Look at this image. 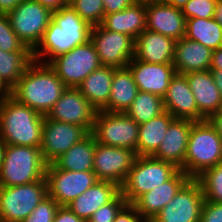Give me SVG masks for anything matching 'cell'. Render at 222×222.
Returning <instances> with one entry per match:
<instances>
[{
	"label": "cell",
	"mask_w": 222,
	"mask_h": 222,
	"mask_svg": "<svg viewBox=\"0 0 222 222\" xmlns=\"http://www.w3.org/2000/svg\"><path fill=\"white\" fill-rule=\"evenodd\" d=\"M91 29L92 26L70 4L53 11L49 26L33 50V59L48 64L53 58L67 53L75 46L87 43Z\"/></svg>",
	"instance_id": "1"
},
{
	"label": "cell",
	"mask_w": 222,
	"mask_h": 222,
	"mask_svg": "<svg viewBox=\"0 0 222 222\" xmlns=\"http://www.w3.org/2000/svg\"><path fill=\"white\" fill-rule=\"evenodd\" d=\"M66 88L48 64L34 60L8 94L46 116Z\"/></svg>",
	"instance_id": "2"
},
{
	"label": "cell",
	"mask_w": 222,
	"mask_h": 222,
	"mask_svg": "<svg viewBox=\"0 0 222 222\" xmlns=\"http://www.w3.org/2000/svg\"><path fill=\"white\" fill-rule=\"evenodd\" d=\"M44 118V115L8 94L0 103V141L10 145L41 147Z\"/></svg>",
	"instance_id": "3"
},
{
	"label": "cell",
	"mask_w": 222,
	"mask_h": 222,
	"mask_svg": "<svg viewBox=\"0 0 222 222\" xmlns=\"http://www.w3.org/2000/svg\"><path fill=\"white\" fill-rule=\"evenodd\" d=\"M222 162V138L207 119L193 121L181 170L195 179L204 170Z\"/></svg>",
	"instance_id": "4"
},
{
	"label": "cell",
	"mask_w": 222,
	"mask_h": 222,
	"mask_svg": "<svg viewBox=\"0 0 222 222\" xmlns=\"http://www.w3.org/2000/svg\"><path fill=\"white\" fill-rule=\"evenodd\" d=\"M46 166L40 147L6 144L0 166V187L42 180L46 175Z\"/></svg>",
	"instance_id": "5"
},
{
	"label": "cell",
	"mask_w": 222,
	"mask_h": 222,
	"mask_svg": "<svg viewBox=\"0 0 222 222\" xmlns=\"http://www.w3.org/2000/svg\"><path fill=\"white\" fill-rule=\"evenodd\" d=\"M178 170L173 163L152 156H137L120 186L121 194L127 204H133L142 194L168 181Z\"/></svg>",
	"instance_id": "6"
},
{
	"label": "cell",
	"mask_w": 222,
	"mask_h": 222,
	"mask_svg": "<svg viewBox=\"0 0 222 222\" xmlns=\"http://www.w3.org/2000/svg\"><path fill=\"white\" fill-rule=\"evenodd\" d=\"M47 195L46 177L23 185L0 187V222H22Z\"/></svg>",
	"instance_id": "7"
},
{
	"label": "cell",
	"mask_w": 222,
	"mask_h": 222,
	"mask_svg": "<svg viewBox=\"0 0 222 222\" xmlns=\"http://www.w3.org/2000/svg\"><path fill=\"white\" fill-rule=\"evenodd\" d=\"M91 133L97 143L136 151L139 124L125 112L97 111Z\"/></svg>",
	"instance_id": "8"
},
{
	"label": "cell",
	"mask_w": 222,
	"mask_h": 222,
	"mask_svg": "<svg viewBox=\"0 0 222 222\" xmlns=\"http://www.w3.org/2000/svg\"><path fill=\"white\" fill-rule=\"evenodd\" d=\"M48 65L66 87L77 88L101 63L93 43L89 40L53 58Z\"/></svg>",
	"instance_id": "9"
},
{
	"label": "cell",
	"mask_w": 222,
	"mask_h": 222,
	"mask_svg": "<svg viewBox=\"0 0 222 222\" xmlns=\"http://www.w3.org/2000/svg\"><path fill=\"white\" fill-rule=\"evenodd\" d=\"M7 15L13 31L32 51L52 20V11L35 0H23Z\"/></svg>",
	"instance_id": "10"
},
{
	"label": "cell",
	"mask_w": 222,
	"mask_h": 222,
	"mask_svg": "<svg viewBox=\"0 0 222 222\" xmlns=\"http://www.w3.org/2000/svg\"><path fill=\"white\" fill-rule=\"evenodd\" d=\"M45 177L48 195L60 206L68 205L98 181L93 171L73 172L58 169L53 163L47 164Z\"/></svg>",
	"instance_id": "11"
},
{
	"label": "cell",
	"mask_w": 222,
	"mask_h": 222,
	"mask_svg": "<svg viewBox=\"0 0 222 222\" xmlns=\"http://www.w3.org/2000/svg\"><path fill=\"white\" fill-rule=\"evenodd\" d=\"M90 41L93 43L101 65L125 68L134 58L135 40L120 32L92 26Z\"/></svg>",
	"instance_id": "12"
},
{
	"label": "cell",
	"mask_w": 222,
	"mask_h": 222,
	"mask_svg": "<svg viewBox=\"0 0 222 222\" xmlns=\"http://www.w3.org/2000/svg\"><path fill=\"white\" fill-rule=\"evenodd\" d=\"M204 202L200 183L191 178L150 222H200Z\"/></svg>",
	"instance_id": "13"
},
{
	"label": "cell",
	"mask_w": 222,
	"mask_h": 222,
	"mask_svg": "<svg viewBox=\"0 0 222 222\" xmlns=\"http://www.w3.org/2000/svg\"><path fill=\"white\" fill-rule=\"evenodd\" d=\"M88 134L84 127L55 121L45 116L40 147L44 161L47 164L52 163Z\"/></svg>",
	"instance_id": "14"
},
{
	"label": "cell",
	"mask_w": 222,
	"mask_h": 222,
	"mask_svg": "<svg viewBox=\"0 0 222 222\" xmlns=\"http://www.w3.org/2000/svg\"><path fill=\"white\" fill-rule=\"evenodd\" d=\"M136 158L134 150L96 142L93 172L98 180L111 181L121 186Z\"/></svg>",
	"instance_id": "15"
},
{
	"label": "cell",
	"mask_w": 222,
	"mask_h": 222,
	"mask_svg": "<svg viewBox=\"0 0 222 222\" xmlns=\"http://www.w3.org/2000/svg\"><path fill=\"white\" fill-rule=\"evenodd\" d=\"M97 110L78 88L67 87L46 115L47 118L84 127L92 132Z\"/></svg>",
	"instance_id": "16"
},
{
	"label": "cell",
	"mask_w": 222,
	"mask_h": 222,
	"mask_svg": "<svg viewBox=\"0 0 222 222\" xmlns=\"http://www.w3.org/2000/svg\"><path fill=\"white\" fill-rule=\"evenodd\" d=\"M130 69L138 91L148 92L163 98L176 70L173 63L157 64L137 60L135 57L129 62Z\"/></svg>",
	"instance_id": "17"
},
{
	"label": "cell",
	"mask_w": 222,
	"mask_h": 222,
	"mask_svg": "<svg viewBox=\"0 0 222 222\" xmlns=\"http://www.w3.org/2000/svg\"><path fill=\"white\" fill-rule=\"evenodd\" d=\"M164 109L175 119L203 121L206 118L198 111L195 97L185 75L176 73L163 97Z\"/></svg>",
	"instance_id": "18"
},
{
	"label": "cell",
	"mask_w": 222,
	"mask_h": 222,
	"mask_svg": "<svg viewBox=\"0 0 222 222\" xmlns=\"http://www.w3.org/2000/svg\"><path fill=\"white\" fill-rule=\"evenodd\" d=\"M190 179L179 169L168 181L142 194L132 205L147 222H150Z\"/></svg>",
	"instance_id": "19"
},
{
	"label": "cell",
	"mask_w": 222,
	"mask_h": 222,
	"mask_svg": "<svg viewBox=\"0 0 222 222\" xmlns=\"http://www.w3.org/2000/svg\"><path fill=\"white\" fill-rule=\"evenodd\" d=\"M146 29L175 41L185 37L186 18L180 8L163 1L146 4Z\"/></svg>",
	"instance_id": "20"
},
{
	"label": "cell",
	"mask_w": 222,
	"mask_h": 222,
	"mask_svg": "<svg viewBox=\"0 0 222 222\" xmlns=\"http://www.w3.org/2000/svg\"><path fill=\"white\" fill-rule=\"evenodd\" d=\"M193 121L188 119H174L165 133L158 150L152 157L173 163L181 169L187 151L188 137Z\"/></svg>",
	"instance_id": "21"
},
{
	"label": "cell",
	"mask_w": 222,
	"mask_h": 222,
	"mask_svg": "<svg viewBox=\"0 0 222 222\" xmlns=\"http://www.w3.org/2000/svg\"><path fill=\"white\" fill-rule=\"evenodd\" d=\"M175 40L158 32L144 30L134 44V57L147 63H173Z\"/></svg>",
	"instance_id": "22"
},
{
	"label": "cell",
	"mask_w": 222,
	"mask_h": 222,
	"mask_svg": "<svg viewBox=\"0 0 222 222\" xmlns=\"http://www.w3.org/2000/svg\"><path fill=\"white\" fill-rule=\"evenodd\" d=\"M121 192L117 183L98 180L92 187L66 205L77 217L88 221L103 205L112 201Z\"/></svg>",
	"instance_id": "23"
},
{
	"label": "cell",
	"mask_w": 222,
	"mask_h": 222,
	"mask_svg": "<svg viewBox=\"0 0 222 222\" xmlns=\"http://www.w3.org/2000/svg\"><path fill=\"white\" fill-rule=\"evenodd\" d=\"M212 52L203 44L182 37L175 41L174 61L176 73L187 74L209 70L212 62Z\"/></svg>",
	"instance_id": "24"
},
{
	"label": "cell",
	"mask_w": 222,
	"mask_h": 222,
	"mask_svg": "<svg viewBox=\"0 0 222 222\" xmlns=\"http://www.w3.org/2000/svg\"><path fill=\"white\" fill-rule=\"evenodd\" d=\"M198 111L207 119L222 108V97L209 70L185 74Z\"/></svg>",
	"instance_id": "25"
},
{
	"label": "cell",
	"mask_w": 222,
	"mask_h": 222,
	"mask_svg": "<svg viewBox=\"0 0 222 222\" xmlns=\"http://www.w3.org/2000/svg\"><path fill=\"white\" fill-rule=\"evenodd\" d=\"M100 25L106 30L126 34L135 40L146 30V4L133 2L120 12L106 14Z\"/></svg>",
	"instance_id": "26"
},
{
	"label": "cell",
	"mask_w": 222,
	"mask_h": 222,
	"mask_svg": "<svg viewBox=\"0 0 222 222\" xmlns=\"http://www.w3.org/2000/svg\"><path fill=\"white\" fill-rule=\"evenodd\" d=\"M115 69L112 66L101 65L77 87L97 111H102L108 105Z\"/></svg>",
	"instance_id": "27"
},
{
	"label": "cell",
	"mask_w": 222,
	"mask_h": 222,
	"mask_svg": "<svg viewBox=\"0 0 222 222\" xmlns=\"http://www.w3.org/2000/svg\"><path fill=\"white\" fill-rule=\"evenodd\" d=\"M137 84L128 67L116 68L112 78L108 105L102 110L107 112H126L136 98Z\"/></svg>",
	"instance_id": "28"
},
{
	"label": "cell",
	"mask_w": 222,
	"mask_h": 222,
	"mask_svg": "<svg viewBox=\"0 0 222 222\" xmlns=\"http://www.w3.org/2000/svg\"><path fill=\"white\" fill-rule=\"evenodd\" d=\"M96 139L89 133L81 141L74 144L67 152L60 155L52 163L58 168L68 171H93Z\"/></svg>",
	"instance_id": "29"
},
{
	"label": "cell",
	"mask_w": 222,
	"mask_h": 222,
	"mask_svg": "<svg viewBox=\"0 0 222 222\" xmlns=\"http://www.w3.org/2000/svg\"><path fill=\"white\" fill-rule=\"evenodd\" d=\"M175 118L166 110L139 125V137L137 142V156H152L160 146L168 126Z\"/></svg>",
	"instance_id": "30"
},
{
	"label": "cell",
	"mask_w": 222,
	"mask_h": 222,
	"mask_svg": "<svg viewBox=\"0 0 222 222\" xmlns=\"http://www.w3.org/2000/svg\"><path fill=\"white\" fill-rule=\"evenodd\" d=\"M33 61V51L26 45L15 52L0 49V84L9 92Z\"/></svg>",
	"instance_id": "31"
},
{
	"label": "cell",
	"mask_w": 222,
	"mask_h": 222,
	"mask_svg": "<svg viewBox=\"0 0 222 222\" xmlns=\"http://www.w3.org/2000/svg\"><path fill=\"white\" fill-rule=\"evenodd\" d=\"M185 37L215 50L222 47V27L214 18L186 19Z\"/></svg>",
	"instance_id": "32"
},
{
	"label": "cell",
	"mask_w": 222,
	"mask_h": 222,
	"mask_svg": "<svg viewBox=\"0 0 222 222\" xmlns=\"http://www.w3.org/2000/svg\"><path fill=\"white\" fill-rule=\"evenodd\" d=\"M164 111L163 98L148 92L138 91L136 98L125 113L141 125Z\"/></svg>",
	"instance_id": "33"
},
{
	"label": "cell",
	"mask_w": 222,
	"mask_h": 222,
	"mask_svg": "<svg viewBox=\"0 0 222 222\" xmlns=\"http://www.w3.org/2000/svg\"><path fill=\"white\" fill-rule=\"evenodd\" d=\"M195 179L200 183L205 201L222 203V162L204 170Z\"/></svg>",
	"instance_id": "34"
},
{
	"label": "cell",
	"mask_w": 222,
	"mask_h": 222,
	"mask_svg": "<svg viewBox=\"0 0 222 222\" xmlns=\"http://www.w3.org/2000/svg\"><path fill=\"white\" fill-rule=\"evenodd\" d=\"M68 4L91 26L100 25L105 16L103 0H69Z\"/></svg>",
	"instance_id": "35"
},
{
	"label": "cell",
	"mask_w": 222,
	"mask_h": 222,
	"mask_svg": "<svg viewBox=\"0 0 222 222\" xmlns=\"http://www.w3.org/2000/svg\"><path fill=\"white\" fill-rule=\"evenodd\" d=\"M25 44L13 31L7 14H0V49L6 52L21 50Z\"/></svg>",
	"instance_id": "36"
},
{
	"label": "cell",
	"mask_w": 222,
	"mask_h": 222,
	"mask_svg": "<svg viewBox=\"0 0 222 222\" xmlns=\"http://www.w3.org/2000/svg\"><path fill=\"white\" fill-rule=\"evenodd\" d=\"M217 0H188L181 8L186 19L214 17L215 5Z\"/></svg>",
	"instance_id": "37"
},
{
	"label": "cell",
	"mask_w": 222,
	"mask_h": 222,
	"mask_svg": "<svg viewBox=\"0 0 222 222\" xmlns=\"http://www.w3.org/2000/svg\"><path fill=\"white\" fill-rule=\"evenodd\" d=\"M60 205L47 195L22 222H53Z\"/></svg>",
	"instance_id": "38"
},
{
	"label": "cell",
	"mask_w": 222,
	"mask_h": 222,
	"mask_svg": "<svg viewBox=\"0 0 222 222\" xmlns=\"http://www.w3.org/2000/svg\"><path fill=\"white\" fill-rule=\"evenodd\" d=\"M127 204L121 192L109 203L100 207L88 222H114L117 214Z\"/></svg>",
	"instance_id": "39"
},
{
	"label": "cell",
	"mask_w": 222,
	"mask_h": 222,
	"mask_svg": "<svg viewBox=\"0 0 222 222\" xmlns=\"http://www.w3.org/2000/svg\"><path fill=\"white\" fill-rule=\"evenodd\" d=\"M200 222H222V203L205 201L200 215Z\"/></svg>",
	"instance_id": "40"
},
{
	"label": "cell",
	"mask_w": 222,
	"mask_h": 222,
	"mask_svg": "<svg viewBox=\"0 0 222 222\" xmlns=\"http://www.w3.org/2000/svg\"><path fill=\"white\" fill-rule=\"evenodd\" d=\"M114 222H147L132 204H126L117 214Z\"/></svg>",
	"instance_id": "41"
},
{
	"label": "cell",
	"mask_w": 222,
	"mask_h": 222,
	"mask_svg": "<svg viewBox=\"0 0 222 222\" xmlns=\"http://www.w3.org/2000/svg\"><path fill=\"white\" fill-rule=\"evenodd\" d=\"M133 3L132 0H103L105 15L114 12H120Z\"/></svg>",
	"instance_id": "42"
},
{
	"label": "cell",
	"mask_w": 222,
	"mask_h": 222,
	"mask_svg": "<svg viewBox=\"0 0 222 222\" xmlns=\"http://www.w3.org/2000/svg\"><path fill=\"white\" fill-rule=\"evenodd\" d=\"M53 222H84V220L77 217L67 206H60Z\"/></svg>",
	"instance_id": "43"
},
{
	"label": "cell",
	"mask_w": 222,
	"mask_h": 222,
	"mask_svg": "<svg viewBox=\"0 0 222 222\" xmlns=\"http://www.w3.org/2000/svg\"><path fill=\"white\" fill-rule=\"evenodd\" d=\"M207 120L213 126L215 131L222 138V108L218 111L210 115Z\"/></svg>",
	"instance_id": "44"
},
{
	"label": "cell",
	"mask_w": 222,
	"mask_h": 222,
	"mask_svg": "<svg viewBox=\"0 0 222 222\" xmlns=\"http://www.w3.org/2000/svg\"><path fill=\"white\" fill-rule=\"evenodd\" d=\"M39 2L42 6L50 9L52 12L57 11L63 6L68 4L67 0H35Z\"/></svg>",
	"instance_id": "45"
},
{
	"label": "cell",
	"mask_w": 222,
	"mask_h": 222,
	"mask_svg": "<svg viewBox=\"0 0 222 222\" xmlns=\"http://www.w3.org/2000/svg\"><path fill=\"white\" fill-rule=\"evenodd\" d=\"M22 1L23 0H0V14H8Z\"/></svg>",
	"instance_id": "46"
},
{
	"label": "cell",
	"mask_w": 222,
	"mask_h": 222,
	"mask_svg": "<svg viewBox=\"0 0 222 222\" xmlns=\"http://www.w3.org/2000/svg\"><path fill=\"white\" fill-rule=\"evenodd\" d=\"M210 69L222 70V47L212 52V62Z\"/></svg>",
	"instance_id": "47"
},
{
	"label": "cell",
	"mask_w": 222,
	"mask_h": 222,
	"mask_svg": "<svg viewBox=\"0 0 222 222\" xmlns=\"http://www.w3.org/2000/svg\"><path fill=\"white\" fill-rule=\"evenodd\" d=\"M210 71L213 75L215 84L217 88L219 89L221 97H222V70L210 69Z\"/></svg>",
	"instance_id": "48"
},
{
	"label": "cell",
	"mask_w": 222,
	"mask_h": 222,
	"mask_svg": "<svg viewBox=\"0 0 222 222\" xmlns=\"http://www.w3.org/2000/svg\"><path fill=\"white\" fill-rule=\"evenodd\" d=\"M213 18L222 27V0H217Z\"/></svg>",
	"instance_id": "49"
},
{
	"label": "cell",
	"mask_w": 222,
	"mask_h": 222,
	"mask_svg": "<svg viewBox=\"0 0 222 222\" xmlns=\"http://www.w3.org/2000/svg\"><path fill=\"white\" fill-rule=\"evenodd\" d=\"M161 1L180 9L188 2V0H161Z\"/></svg>",
	"instance_id": "50"
},
{
	"label": "cell",
	"mask_w": 222,
	"mask_h": 222,
	"mask_svg": "<svg viewBox=\"0 0 222 222\" xmlns=\"http://www.w3.org/2000/svg\"><path fill=\"white\" fill-rule=\"evenodd\" d=\"M5 149H6V144L4 142L0 141V166H1L3 159H4Z\"/></svg>",
	"instance_id": "51"
},
{
	"label": "cell",
	"mask_w": 222,
	"mask_h": 222,
	"mask_svg": "<svg viewBox=\"0 0 222 222\" xmlns=\"http://www.w3.org/2000/svg\"><path fill=\"white\" fill-rule=\"evenodd\" d=\"M8 95V91L0 84V103Z\"/></svg>",
	"instance_id": "52"
},
{
	"label": "cell",
	"mask_w": 222,
	"mask_h": 222,
	"mask_svg": "<svg viewBox=\"0 0 222 222\" xmlns=\"http://www.w3.org/2000/svg\"><path fill=\"white\" fill-rule=\"evenodd\" d=\"M132 1L136 3L148 4V3H153V2H159L161 0H132Z\"/></svg>",
	"instance_id": "53"
}]
</instances>
